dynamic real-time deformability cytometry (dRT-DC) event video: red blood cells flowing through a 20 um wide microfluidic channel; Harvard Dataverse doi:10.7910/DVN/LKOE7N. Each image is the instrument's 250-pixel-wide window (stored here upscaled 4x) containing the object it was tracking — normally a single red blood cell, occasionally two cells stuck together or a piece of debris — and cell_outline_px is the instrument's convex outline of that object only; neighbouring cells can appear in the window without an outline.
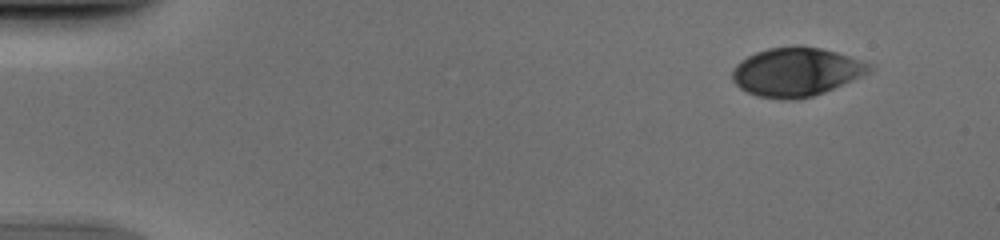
{"species": "human", "species_latin": "Homo sapiens", "temperature_condition": "cold", "stored_images_in_passage": 52, "camera_frame_rate_fps": 3000, "um_per_image_px": 0.085, "donor": {"sex": "male"}, "frame": {"image": 1, "passage_image": 5, "time_ms": 1.333, "image_size_px": [1000, 240], "cell_outline_px": [[872, 68], [868, 72], [824, 92], [812, 96], [796, 100], [784, 100], [756, 96], [740, 88], [732, 80], [732, 72], [736, 64], [740, 60], [756, 52], [768, 48], [820, 48], [836, 52], [872, 64]], "centroid_in_image_um": [67.63, 6.14], "position_along_channel_um": 17.4, "area_um2": 38.09}}
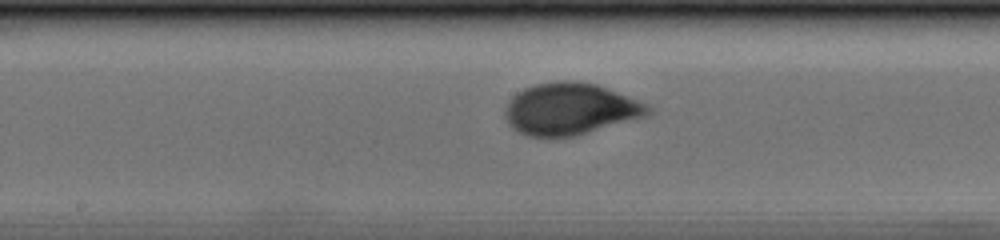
{"frame": {"image": 2, "passage_image": 28, "time_ms": 9.0, "image_size_px": [1000, 240], "cell_outline_px": [[652, 112], [644, 116], [572, 136], [528, 136], [512, 128], [508, 124], [504, 116], [504, 108], [512, 96], [516, 92], [524, 88], [536, 84], [560, 80], [572, 80], [596, 84], [628, 96], [648, 104], [652, 108]], "centroid_in_image_um": [48.42, 9.24], "position_along_channel_um": 199.8, "area_um2": 42.77}}
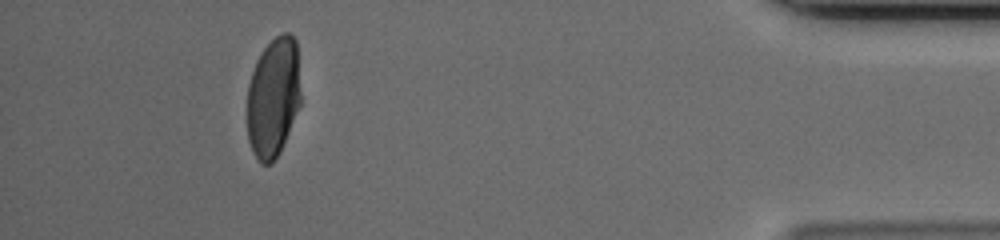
{"frame": {"image": 3, "passage_image": 48, "time_ms": 15.667, "image_size_px": [1000, 240], "cell_outline_px": [[300, 104], [280, 152], [272, 164], [260, 164], [252, 152], [248, 140], [248, 84], [256, 60], [260, 52], [276, 36], [284, 32], [288, 32], [296, 40], [300, 92]], "centroid_in_image_um": [23.22, 8.29], "position_along_channel_um": 412.0, "area_um2": 37.45}}